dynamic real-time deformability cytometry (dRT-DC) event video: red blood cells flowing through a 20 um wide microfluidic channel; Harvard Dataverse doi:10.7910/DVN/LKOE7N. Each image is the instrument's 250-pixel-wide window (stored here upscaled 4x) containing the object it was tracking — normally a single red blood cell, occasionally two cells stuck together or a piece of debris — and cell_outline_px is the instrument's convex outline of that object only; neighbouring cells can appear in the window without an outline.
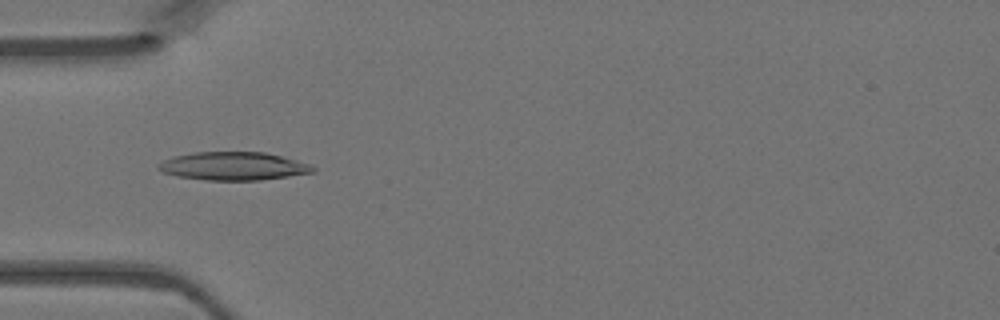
{"species": "Egyptian fruit bat (a non-hibernating species)", "species_latin": "Rousettus aegyptiacus", "temperature_condition": "warm", "stored_images_in_passage": 29, "camera_frame_rate_fps": 3000, "um_per_image_px": 0.085, "animal": {"sex": "female"}, "frame": {"image": 1, "passage_image": 5, "time_ms": 1.333, "image_size_px": [1000, 320], "cell_outline_px": [[316, 172], [260, 180], [204, 180], [176, 176], [160, 172], [156, 168], [156, 164], [172, 156], [196, 152], [264, 152], [296, 160], [308, 164], [316, 168]], "centroid_in_image_um": [19.77, 14.12], "position_along_channel_um": 65.2, "area_um2": 25.49}}
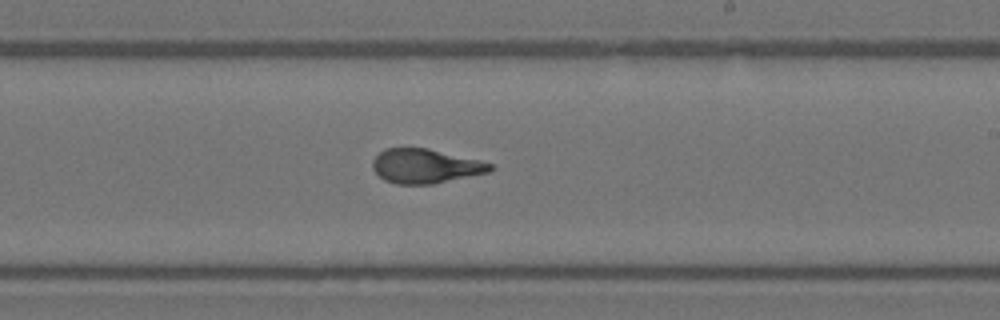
{"frame": {"image": 2, "passage_image": 18, "time_ms": 5.667, "image_size_px": [1000, 320], "cell_outline_px": [[496, 168], [488, 172], [432, 184], [396, 184], [384, 180], [372, 168], [372, 160], [384, 148], [428, 148], [480, 160], [496, 164]], "centroid_in_image_um": [36.18, 14.11], "position_along_channel_um": 252.8, "area_um2": 23.58}}
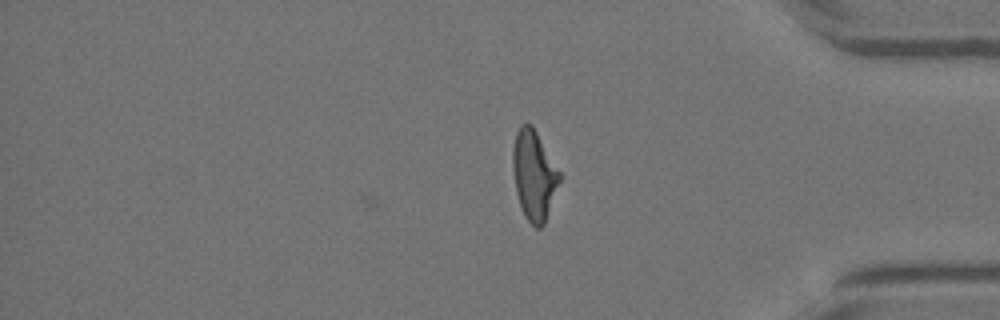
{"frame": {"image": 3, "passage_image": 29, "time_ms": 9.333, "image_size_px": [1000, 320], "cell_outline_px": [[564, 176], [544, 224], [540, 228], [536, 228], [524, 216], [516, 192], [512, 168], [512, 148], [516, 132], [520, 124], [532, 124]], "centroid_in_image_um": [45.42, 14.87], "position_along_channel_um": 389.8, "area_um2": 25.09}}